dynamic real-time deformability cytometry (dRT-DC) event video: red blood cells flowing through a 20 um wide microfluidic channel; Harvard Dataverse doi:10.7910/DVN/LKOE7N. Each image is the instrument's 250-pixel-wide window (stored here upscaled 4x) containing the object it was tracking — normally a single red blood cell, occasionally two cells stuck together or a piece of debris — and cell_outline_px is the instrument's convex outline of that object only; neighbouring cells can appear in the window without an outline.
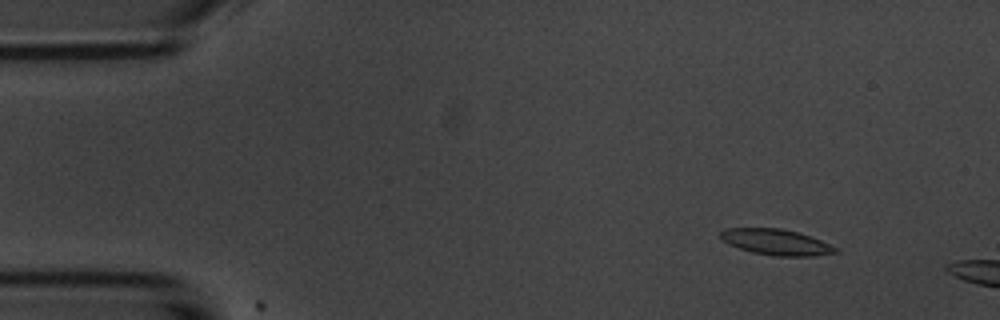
{"species": "common noctule bat (a hibernating species)", "species_latin": "Nyctalus noctula", "temperature_condition": "room temperature", "stored_images_in_passage": 4, "camera_frame_rate_fps": 3000, "um_per_image_px": 0.085, "animal": {"sex": "male", "body_mass_g": 20.1, "forearm_length_mm": 53.5}, "frame": {"image": 1, "passage_image": 2, "time_ms": 1.0, "image_size_px": [1000, 320], "cell_outline_px": [[840, 252], [812, 256], [776, 256], [752, 252], [728, 244], [720, 236], [720, 232], [724, 228], [780, 228], [796, 232], [820, 240], [836, 248]], "centroid_in_image_um": [65.95, 20.58], "position_along_channel_um": 19.1, "area_um2": 17.05}}